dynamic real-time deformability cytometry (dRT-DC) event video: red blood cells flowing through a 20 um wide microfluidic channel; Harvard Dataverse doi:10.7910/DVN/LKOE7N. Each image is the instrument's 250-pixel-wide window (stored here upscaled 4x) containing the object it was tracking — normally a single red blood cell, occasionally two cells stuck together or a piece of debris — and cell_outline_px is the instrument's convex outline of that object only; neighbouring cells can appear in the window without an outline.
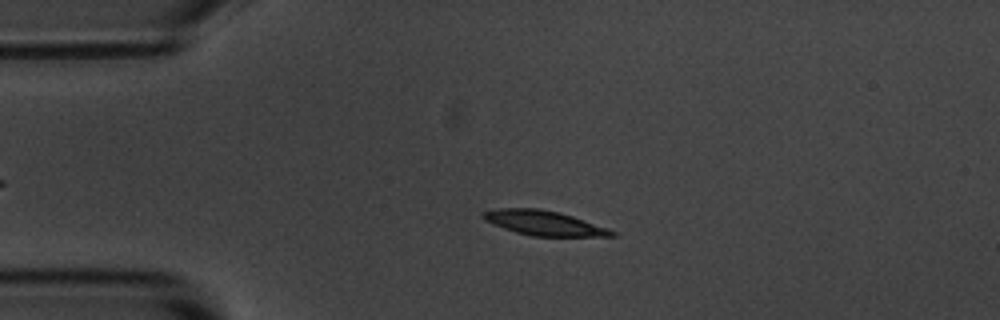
{"species": "common noctule bat (a hibernating species)", "species_latin": "Nyctalus noctula", "temperature_condition": "room temperature", "stored_images_in_passage": 45, "camera_frame_rate_fps": 3000, "um_per_image_px": 0.085, "animal": {"sex": "male", "body_mass_g": 20.1, "forearm_length_mm": 53.5}, "frame": {"image": 1, "passage_image": 12, "time_ms": 3.667, "image_size_px": [1000, 320], "cell_outline_px": [[616, 236], [532, 236], [516, 232], [504, 228], [484, 220], [480, 216], [484, 212], [496, 208], [540, 208], [560, 212], [608, 228], [616, 232]], "centroid_in_image_um": [46.23, 18.95], "position_along_channel_um": 38.8, "area_um2": 18.44}}
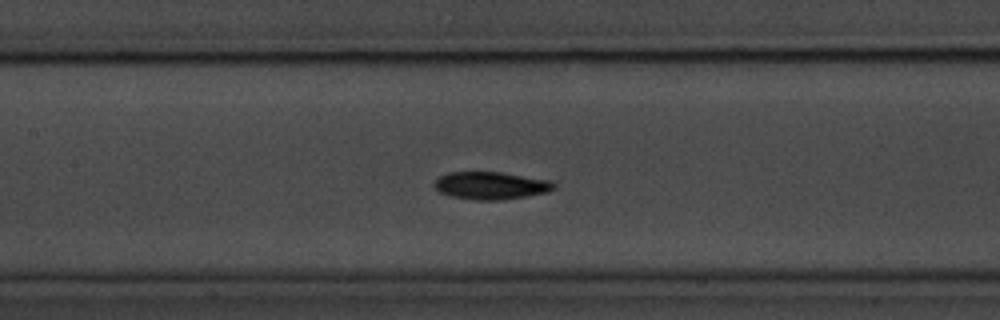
{"frame": {"image": 2, "passage_image": 25, "time_ms": 8.0, "image_size_px": [1000, 320], "cell_outline_px": [[556, 188], [548, 192], [500, 200], [476, 200], [448, 196], [440, 192], [432, 184], [440, 176], [448, 172], [500, 172], [552, 180], [556, 184]], "centroid_in_image_um": [41.73, 15.77], "position_along_channel_um": 165.7, "area_um2": 19.31}}
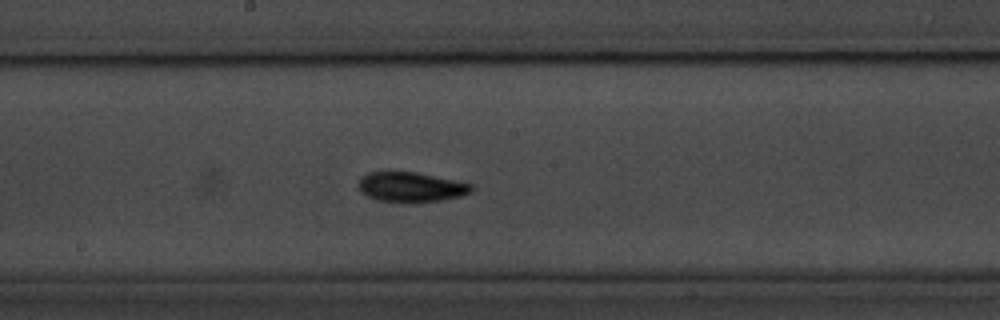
{"frame": {"image": 3, "passage_image": 29, "time_ms": 9.333, "image_size_px": [1000, 320], "cell_outline_px": [[472, 192], [460, 196], [440, 200], [412, 204], [408, 204], [376, 200], [360, 192], [360, 176], [368, 172], [388, 168], [416, 172], [456, 180], [472, 184]], "centroid_in_image_um": [34.87, 15.87], "position_along_channel_um": 213.3, "area_um2": 20.63}, "authors_computed_cell_mechanics": {"area_um2": 18.3804, "velocity_mm_per_s": 3.5745, "shape_relaxation_time_tau1_ms": 7.7434, "shape_relaxation_time_tau2_ms": 3.3372, "deformation_change_tau1": 0.2929, "deformation_change_tau2": 0.0753}}